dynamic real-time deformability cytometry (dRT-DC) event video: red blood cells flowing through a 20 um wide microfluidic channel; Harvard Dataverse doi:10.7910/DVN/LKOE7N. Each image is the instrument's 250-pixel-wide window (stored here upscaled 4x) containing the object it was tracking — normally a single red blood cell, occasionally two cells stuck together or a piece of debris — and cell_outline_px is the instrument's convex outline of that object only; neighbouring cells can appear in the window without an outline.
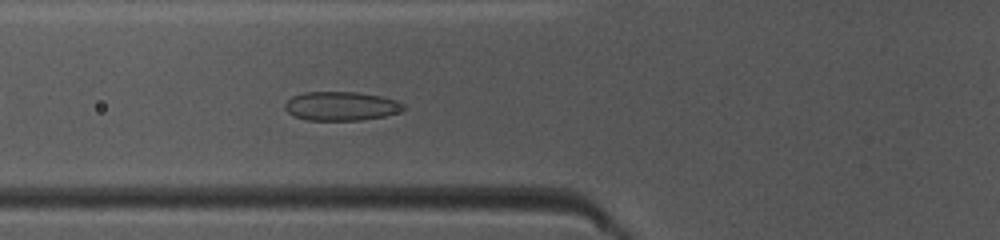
{"species": "common noctule bat (a hibernating species)", "species_latin": "Nyctalus noctula", "temperature_condition": "warm", "stored_images_in_passage": 22, "camera_frame_rate_fps": 3000, "um_per_image_px": 0.085, "animal": {"sex": "female", "body_mass_g": 10.0, "forearm_length_mm": 53.1}, "frame": {"image": 1, "passage_image": 7, "time_ms": 2.0, "image_size_px": [1000, 240], "cell_outline_px": [[404, 112], [384, 116], [360, 120], [308, 120], [296, 116], [288, 112], [284, 108], [284, 104], [292, 96], [304, 92], [360, 92], [400, 100], [404, 104]], "centroid_in_image_um": [29.05, 9.01], "position_along_channel_um": 96.7, "area_um2": 20.17}}
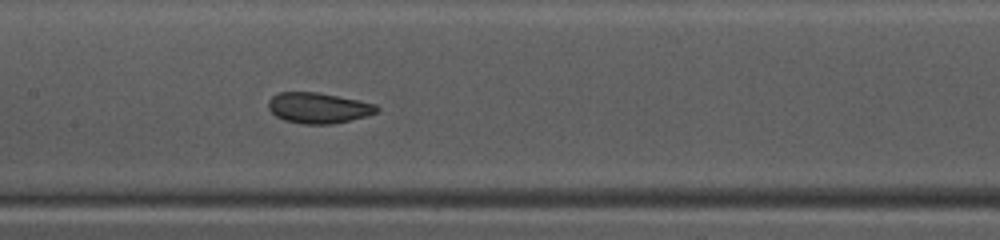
{"frame": {"image": 2, "passage_image": 13, "time_ms": 4.0, "image_size_px": [1000, 240], "cell_outline_px": [[380, 108], [376, 112], [368, 116], [332, 124], [300, 124], [284, 120], [276, 116], [268, 108], [268, 100], [272, 96], [280, 92], [316, 92], [376, 104]], "centroid_in_image_um": [27.04, 9.18], "position_along_channel_um": 180.4, "area_um2": 19.31}}
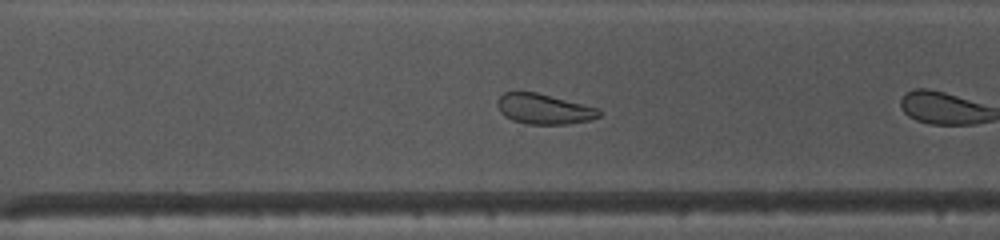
{"frame": {"image": 3, "passage_image": 21, "time_ms": 6.667, "image_size_px": [1000, 240], "cell_outline_px": [[600, 116], [588, 120], [568, 124], [524, 124], [512, 120], [504, 116], [500, 112], [496, 104], [496, 100], [504, 92], [536, 92], [600, 108]], "centroid_in_image_um": [46.2, 9.26], "position_along_channel_um": 324.4, "area_um2": 18.03}}